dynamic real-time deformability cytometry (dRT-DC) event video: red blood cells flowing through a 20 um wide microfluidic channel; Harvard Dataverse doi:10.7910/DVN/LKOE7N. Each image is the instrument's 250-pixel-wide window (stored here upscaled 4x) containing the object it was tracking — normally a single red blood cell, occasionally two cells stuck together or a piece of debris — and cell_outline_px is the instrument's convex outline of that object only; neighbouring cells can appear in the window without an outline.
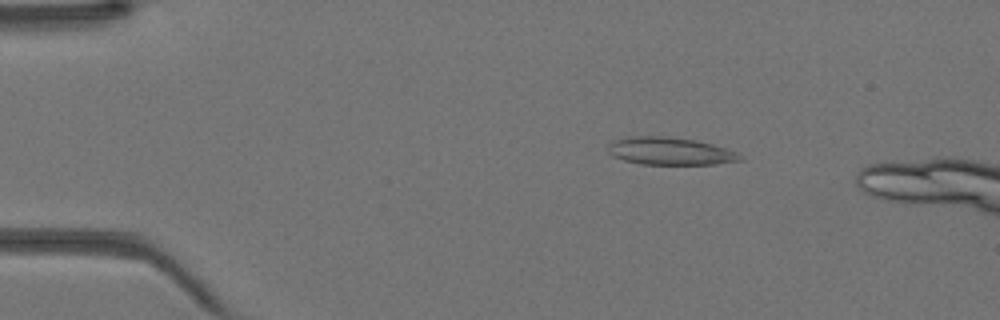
{"species": "Egyptian fruit bat (a non-hibernating species)", "species_latin": "Rousettus aegyptiacus", "temperature_condition": "warm", "stored_images_in_passage": 10, "camera_frame_rate_fps": 3000, "um_per_image_px": 0.085, "animal": {"sex": "female"}, "frame": {"image": 1, "passage_image": 5, "time_ms": 1.333, "image_size_px": [1000, 320], "cell_outline_px": [[744, 160], [712, 164], [640, 164], [624, 160], [612, 156], [608, 152], [608, 144], [612, 140], [628, 136], [664, 136], [696, 140], [712, 144], [736, 152], [744, 156]], "centroid_in_image_um": [56.92, 12.84], "position_along_channel_um": 28.1, "area_um2": 21.33}}